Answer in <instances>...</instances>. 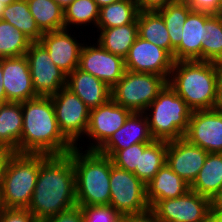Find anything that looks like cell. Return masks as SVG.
Here are the masks:
<instances>
[{"label":"cell","instance_id":"cell-36","mask_svg":"<svg viewBox=\"0 0 222 222\" xmlns=\"http://www.w3.org/2000/svg\"><path fill=\"white\" fill-rule=\"evenodd\" d=\"M84 222H119L121 215L110 205L81 207Z\"/></svg>","mask_w":222,"mask_h":222},{"label":"cell","instance_id":"cell-19","mask_svg":"<svg viewBox=\"0 0 222 222\" xmlns=\"http://www.w3.org/2000/svg\"><path fill=\"white\" fill-rule=\"evenodd\" d=\"M154 140L146 114L133 112L98 152L111 158L118 150L126 149L136 143H152Z\"/></svg>","mask_w":222,"mask_h":222},{"label":"cell","instance_id":"cell-26","mask_svg":"<svg viewBox=\"0 0 222 222\" xmlns=\"http://www.w3.org/2000/svg\"><path fill=\"white\" fill-rule=\"evenodd\" d=\"M98 43L108 52L125 58L138 37V24L99 28Z\"/></svg>","mask_w":222,"mask_h":222},{"label":"cell","instance_id":"cell-42","mask_svg":"<svg viewBox=\"0 0 222 222\" xmlns=\"http://www.w3.org/2000/svg\"><path fill=\"white\" fill-rule=\"evenodd\" d=\"M212 214L222 216V187L211 200Z\"/></svg>","mask_w":222,"mask_h":222},{"label":"cell","instance_id":"cell-11","mask_svg":"<svg viewBox=\"0 0 222 222\" xmlns=\"http://www.w3.org/2000/svg\"><path fill=\"white\" fill-rule=\"evenodd\" d=\"M25 56L38 96H51L66 87L67 75L54 64L48 51L39 42H33Z\"/></svg>","mask_w":222,"mask_h":222},{"label":"cell","instance_id":"cell-32","mask_svg":"<svg viewBox=\"0 0 222 222\" xmlns=\"http://www.w3.org/2000/svg\"><path fill=\"white\" fill-rule=\"evenodd\" d=\"M32 43L15 26L0 20V58L23 56Z\"/></svg>","mask_w":222,"mask_h":222},{"label":"cell","instance_id":"cell-1","mask_svg":"<svg viewBox=\"0 0 222 222\" xmlns=\"http://www.w3.org/2000/svg\"><path fill=\"white\" fill-rule=\"evenodd\" d=\"M77 205L75 170L70 152L44 155L28 210L40 222Z\"/></svg>","mask_w":222,"mask_h":222},{"label":"cell","instance_id":"cell-25","mask_svg":"<svg viewBox=\"0 0 222 222\" xmlns=\"http://www.w3.org/2000/svg\"><path fill=\"white\" fill-rule=\"evenodd\" d=\"M167 141L154 140L152 143H140L139 168L136 176L147 185L160 168L166 164Z\"/></svg>","mask_w":222,"mask_h":222},{"label":"cell","instance_id":"cell-29","mask_svg":"<svg viewBox=\"0 0 222 222\" xmlns=\"http://www.w3.org/2000/svg\"><path fill=\"white\" fill-rule=\"evenodd\" d=\"M27 3L42 33L65 28L63 9L53 0H27Z\"/></svg>","mask_w":222,"mask_h":222},{"label":"cell","instance_id":"cell-24","mask_svg":"<svg viewBox=\"0 0 222 222\" xmlns=\"http://www.w3.org/2000/svg\"><path fill=\"white\" fill-rule=\"evenodd\" d=\"M222 187V153H208L190 190L210 200Z\"/></svg>","mask_w":222,"mask_h":222},{"label":"cell","instance_id":"cell-20","mask_svg":"<svg viewBox=\"0 0 222 222\" xmlns=\"http://www.w3.org/2000/svg\"><path fill=\"white\" fill-rule=\"evenodd\" d=\"M206 40V12L192 10L183 25L180 45L174 61H202V43Z\"/></svg>","mask_w":222,"mask_h":222},{"label":"cell","instance_id":"cell-28","mask_svg":"<svg viewBox=\"0 0 222 222\" xmlns=\"http://www.w3.org/2000/svg\"><path fill=\"white\" fill-rule=\"evenodd\" d=\"M139 9L135 0H121L103 6L99 11L98 28L137 24Z\"/></svg>","mask_w":222,"mask_h":222},{"label":"cell","instance_id":"cell-21","mask_svg":"<svg viewBox=\"0 0 222 222\" xmlns=\"http://www.w3.org/2000/svg\"><path fill=\"white\" fill-rule=\"evenodd\" d=\"M66 88L76 94L90 110L111 99V88L106 83L79 68L67 75Z\"/></svg>","mask_w":222,"mask_h":222},{"label":"cell","instance_id":"cell-44","mask_svg":"<svg viewBox=\"0 0 222 222\" xmlns=\"http://www.w3.org/2000/svg\"><path fill=\"white\" fill-rule=\"evenodd\" d=\"M11 153L12 152H10L9 150L0 147V186L3 177L4 168Z\"/></svg>","mask_w":222,"mask_h":222},{"label":"cell","instance_id":"cell-15","mask_svg":"<svg viewBox=\"0 0 222 222\" xmlns=\"http://www.w3.org/2000/svg\"><path fill=\"white\" fill-rule=\"evenodd\" d=\"M184 138L208 153H222V113L215 109L192 111Z\"/></svg>","mask_w":222,"mask_h":222},{"label":"cell","instance_id":"cell-4","mask_svg":"<svg viewBox=\"0 0 222 222\" xmlns=\"http://www.w3.org/2000/svg\"><path fill=\"white\" fill-rule=\"evenodd\" d=\"M79 148L82 149L74 147L70 151L75 170L77 205H109L111 158L98 151L85 150L82 153Z\"/></svg>","mask_w":222,"mask_h":222},{"label":"cell","instance_id":"cell-35","mask_svg":"<svg viewBox=\"0 0 222 222\" xmlns=\"http://www.w3.org/2000/svg\"><path fill=\"white\" fill-rule=\"evenodd\" d=\"M111 159L116 167L136 175V168H139L140 143L133 144L123 150H118Z\"/></svg>","mask_w":222,"mask_h":222},{"label":"cell","instance_id":"cell-45","mask_svg":"<svg viewBox=\"0 0 222 222\" xmlns=\"http://www.w3.org/2000/svg\"><path fill=\"white\" fill-rule=\"evenodd\" d=\"M8 103L6 93L3 87V68L0 62V104Z\"/></svg>","mask_w":222,"mask_h":222},{"label":"cell","instance_id":"cell-23","mask_svg":"<svg viewBox=\"0 0 222 222\" xmlns=\"http://www.w3.org/2000/svg\"><path fill=\"white\" fill-rule=\"evenodd\" d=\"M22 128V102L0 104V147L18 153Z\"/></svg>","mask_w":222,"mask_h":222},{"label":"cell","instance_id":"cell-6","mask_svg":"<svg viewBox=\"0 0 222 222\" xmlns=\"http://www.w3.org/2000/svg\"><path fill=\"white\" fill-rule=\"evenodd\" d=\"M150 109L151 113L146 112L151 111ZM144 114H146L152 137L155 140L171 141L184 137L188 130L192 110L167 83L146 108Z\"/></svg>","mask_w":222,"mask_h":222},{"label":"cell","instance_id":"cell-5","mask_svg":"<svg viewBox=\"0 0 222 222\" xmlns=\"http://www.w3.org/2000/svg\"><path fill=\"white\" fill-rule=\"evenodd\" d=\"M44 155L11 153L1 181L0 207L28 208L39 174L40 159Z\"/></svg>","mask_w":222,"mask_h":222},{"label":"cell","instance_id":"cell-7","mask_svg":"<svg viewBox=\"0 0 222 222\" xmlns=\"http://www.w3.org/2000/svg\"><path fill=\"white\" fill-rule=\"evenodd\" d=\"M168 80L157 74L126 70L111 88V99L132 112L144 113Z\"/></svg>","mask_w":222,"mask_h":222},{"label":"cell","instance_id":"cell-27","mask_svg":"<svg viewBox=\"0 0 222 222\" xmlns=\"http://www.w3.org/2000/svg\"><path fill=\"white\" fill-rule=\"evenodd\" d=\"M138 36L165 49L171 55V41L162 16L157 11H139Z\"/></svg>","mask_w":222,"mask_h":222},{"label":"cell","instance_id":"cell-13","mask_svg":"<svg viewBox=\"0 0 222 222\" xmlns=\"http://www.w3.org/2000/svg\"><path fill=\"white\" fill-rule=\"evenodd\" d=\"M81 48L79 69L90 73L112 88L124 75L125 60L123 57L105 50L98 42Z\"/></svg>","mask_w":222,"mask_h":222},{"label":"cell","instance_id":"cell-18","mask_svg":"<svg viewBox=\"0 0 222 222\" xmlns=\"http://www.w3.org/2000/svg\"><path fill=\"white\" fill-rule=\"evenodd\" d=\"M69 29L43 33L39 43L48 51L54 64L69 75L79 67L80 51L83 46L71 36Z\"/></svg>","mask_w":222,"mask_h":222},{"label":"cell","instance_id":"cell-38","mask_svg":"<svg viewBox=\"0 0 222 222\" xmlns=\"http://www.w3.org/2000/svg\"><path fill=\"white\" fill-rule=\"evenodd\" d=\"M192 10L209 14H222V0H181Z\"/></svg>","mask_w":222,"mask_h":222},{"label":"cell","instance_id":"cell-37","mask_svg":"<svg viewBox=\"0 0 222 222\" xmlns=\"http://www.w3.org/2000/svg\"><path fill=\"white\" fill-rule=\"evenodd\" d=\"M0 222H39L27 208H0Z\"/></svg>","mask_w":222,"mask_h":222},{"label":"cell","instance_id":"cell-46","mask_svg":"<svg viewBox=\"0 0 222 222\" xmlns=\"http://www.w3.org/2000/svg\"><path fill=\"white\" fill-rule=\"evenodd\" d=\"M99 8L121 0H94Z\"/></svg>","mask_w":222,"mask_h":222},{"label":"cell","instance_id":"cell-50","mask_svg":"<svg viewBox=\"0 0 222 222\" xmlns=\"http://www.w3.org/2000/svg\"><path fill=\"white\" fill-rule=\"evenodd\" d=\"M1 2H3L6 6L13 3V2H16L18 0H0Z\"/></svg>","mask_w":222,"mask_h":222},{"label":"cell","instance_id":"cell-30","mask_svg":"<svg viewBox=\"0 0 222 222\" xmlns=\"http://www.w3.org/2000/svg\"><path fill=\"white\" fill-rule=\"evenodd\" d=\"M5 22L15 26L17 30L24 33L32 42H39L43 33L36 25L31 15L27 0H18L6 6L2 14Z\"/></svg>","mask_w":222,"mask_h":222},{"label":"cell","instance_id":"cell-41","mask_svg":"<svg viewBox=\"0 0 222 222\" xmlns=\"http://www.w3.org/2000/svg\"><path fill=\"white\" fill-rule=\"evenodd\" d=\"M139 11H157L176 0H135Z\"/></svg>","mask_w":222,"mask_h":222},{"label":"cell","instance_id":"cell-10","mask_svg":"<svg viewBox=\"0 0 222 222\" xmlns=\"http://www.w3.org/2000/svg\"><path fill=\"white\" fill-rule=\"evenodd\" d=\"M152 210L161 222H209L212 214L211 200L192 190L161 200Z\"/></svg>","mask_w":222,"mask_h":222},{"label":"cell","instance_id":"cell-9","mask_svg":"<svg viewBox=\"0 0 222 222\" xmlns=\"http://www.w3.org/2000/svg\"><path fill=\"white\" fill-rule=\"evenodd\" d=\"M50 97L59 130L74 147H77L78 139L86 134L88 129L90 109L66 87Z\"/></svg>","mask_w":222,"mask_h":222},{"label":"cell","instance_id":"cell-17","mask_svg":"<svg viewBox=\"0 0 222 222\" xmlns=\"http://www.w3.org/2000/svg\"><path fill=\"white\" fill-rule=\"evenodd\" d=\"M3 87L8 102H24L38 97L34 91L29 63L25 55L0 58Z\"/></svg>","mask_w":222,"mask_h":222},{"label":"cell","instance_id":"cell-31","mask_svg":"<svg viewBox=\"0 0 222 222\" xmlns=\"http://www.w3.org/2000/svg\"><path fill=\"white\" fill-rule=\"evenodd\" d=\"M192 9L183 1L176 0L157 12L162 16L171 41V56L174 59V50L180 45L183 25Z\"/></svg>","mask_w":222,"mask_h":222},{"label":"cell","instance_id":"cell-39","mask_svg":"<svg viewBox=\"0 0 222 222\" xmlns=\"http://www.w3.org/2000/svg\"><path fill=\"white\" fill-rule=\"evenodd\" d=\"M40 222H84L83 211L76 205Z\"/></svg>","mask_w":222,"mask_h":222},{"label":"cell","instance_id":"cell-51","mask_svg":"<svg viewBox=\"0 0 222 222\" xmlns=\"http://www.w3.org/2000/svg\"><path fill=\"white\" fill-rule=\"evenodd\" d=\"M219 67L222 68V60L218 63Z\"/></svg>","mask_w":222,"mask_h":222},{"label":"cell","instance_id":"cell-8","mask_svg":"<svg viewBox=\"0 0 222 222\" xmlns=\"http://www.w3.org/2000/svg\"><path fill=\"white\" fill-rule=\"evenodd\" d=\"M109 205L120 215L143 213L150 209L146 185L134 174L116 167L111 159Z\"/></svg>","mask_w":222,"mask_h":222},{"label":"cell","instance_id":"cell-2","mask_svg":"<svg viewBox=\"0 0 222 222\" xmlns=\"http://www.w3.org/2000/svg\"><path fill=\"white\" fill-rule=\"evenodd\" d=\"M22 114L18 153L64 155L74 148L59 130L50 96L22 102Z\"/></svg>","mask_w":222,"mask_h":222},{"label":"cell","instance_id":"cell-33","mask_svg":"<svg viewBox=\"0 0 222 222\" xmlns=\"http://www.w3.org/2000/svg\"><path fill=\"white\" fill-rule=\"evenodd\" d=\"M222 60V14L206 13V40L202 43V61Z\"/></svg>","mask_w":222,"mask_h":222},{"label":"cell","instance_id":"cell-16","mask_svg":"<svg viewBox=\"0 0 222 222\" xmlns=\"http://www.w3.org/2000/svg\"><path fill=\"white\" fill-rule=\"evenodd\" d=\"M208 152L186 138L167 141L166 164L189 186L204 165Z\"/></svg>","mask_w":222,"mask_h":222},{"label":"cell","instance_id":"cell-34","mask_svg":"<svg viewBox=\"0 0 222 222\" xmlns=\"http://www.w3.org/2000/svg\"><path fill=\"white\" fill-rule=\"evenodd\" d=\"M99 11L100 8L94 0H74L63 10L65 28L71 27L70 25L75 26V24L86 26L91 22L97 26Z\"/></svg>","mask_w":222,"mask_h":222},{"label":"cell","instance_id":"cell-40","mask_svg":"<svg viewBox=\"0 0 222 222\" xmlns=\"http://www.w3.org/2000/svg\"><path fill=\"white\" fill-rule=\"evenodd\" d=\"M119 222H161L150 208L143 213L121 215Z\"/></svg>","mask_w":222,"mask_h":222},{"label":"cell","instance_id":"cell-14","mask_svg":"<svg viewBox=\"0 0 222 222\" xmlns=\"http://www.w3.org/2000/svg\"><path fill=\"white\" fill-rule=\"evenodd\" d=\"M133 112L112 99L97 108L90 110L86 135L94 140L87 150L98 151ZM97 142H96V141Z\"/></svg>","mask_w":222,"mask_h":222},{"label":"cell","instance_id":"cell-12","mask_svg":"<svg viewBox=\"0 0 222 222\" xmlns=\"http://www.w3.org/2000/svg\"><path fill=\"white\" fill-rule=\"evenodd\" d=\"M126 70L153 73L169 80L174 59L165 50L153 43L137 37L124 58Z\"/></svg>","mask_w":222,"mask_h":222},{"label":"cell","instance_id":"cell-47","mask_svg":"<svg viewBox=\"0 0 222 222\" xmlns=\"http://www.w3.org/2000/svg\"><path fill=\"white\" fill-rule=\"evenodd\" d=\"M64 10L67 6H69L74 0H53Z\"/></svg>","mask_w":222,"mask_h":222},{"label":"cell","instance_id":"cell-48","mask_svg":"<svg viewBox=\"0 0 222 222\" xmlns=\"http://www.w3.org/2000/svg\"><path fill=\"white\" fill-rule=\"evenodd\" d=\"M209 222H222V216L211 214Z\"/></svg>","mask_w":222,"mask_h":222},{"label":"cell","instance_id":"cell-49","mask_svg":"<svg viewBox=\"0 0 222 222\" xmlns=\"http://www.w3.org/2000/svg\"><path fill=\"white\" fill-rule=\"evenodd\" d=\"M5 8H6V5L0 1V20L2 19V14Z\"/></svg>","mask_w":222,"mask_h":222},{"label":"cell","instance_id":"cell-43","mask_svg":"<svg viewBox=\"0 0 222 222\" xmlns=\"http://www.w3.org/2000/svg\"><path fill=\"white\" fill-rule=\"evenodd\" d=\"M214 109L222 113V68L219 69L218 83H217V99Z\"/></svg>","mask_w":222,"mask_h":222},{"label":"cell","instance_id":"cell-22","mask_svg":"<svg viewBox=\"0 0 222 222\" xmlns=\"http://www.w3.org/2000/svg\"><path fill=\"white\" fill-rule=\"evenodd\" d=\"M190 186L165 164L146 185L147 201L152 209L159 201L184 195Z\"/></svg>","mask_w":222,"mask_h":222},{"label":"cell","instance_id":"cell-3","mask_svg":"<svg viewBox=\"0 0 222 222\" xmlns=\"http://www.w3.org/2000/svg\"><path fill=\"white\" fill-rule=\"evenodd\" d=\"M219 65L209 61H174L168 84L192 111L214 109Z\"/></svg>","mask_w":222,"mask_h":222}]
</instances>
